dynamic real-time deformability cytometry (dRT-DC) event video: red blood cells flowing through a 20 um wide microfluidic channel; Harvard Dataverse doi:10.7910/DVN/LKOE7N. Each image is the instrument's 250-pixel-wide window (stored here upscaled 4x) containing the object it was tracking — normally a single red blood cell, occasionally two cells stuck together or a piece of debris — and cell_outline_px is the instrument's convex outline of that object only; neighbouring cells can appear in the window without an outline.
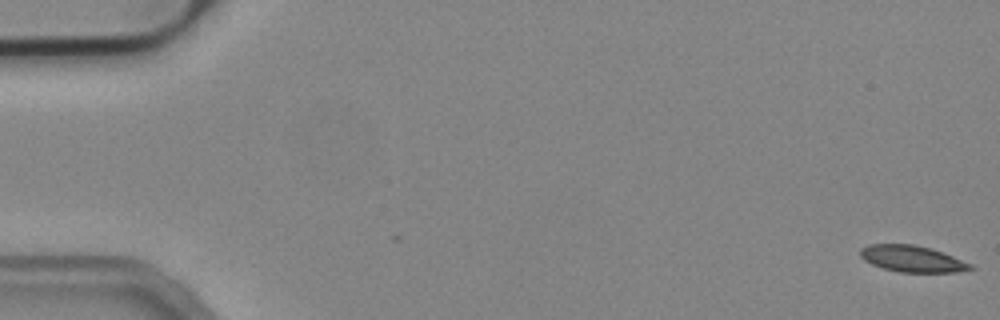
{"species": "common noctule bat (a hibernating species)", "species_latin": "Nyctalus noctula", "temperature_condition": "cold", "stored_images_in_passage": 55, "camera_frame_rate_fps": 3000, "um_per_image_px": 0.085, "animal": {"sex": "male", "body_mass_g": 19.2, "forearm_length_mm": 51.8}, "frame": {"image": 1, "passage_image": 1, "time_ms": 0.0, "image_size_px": [1000, 320], "cell_outline_px": [[976, 268], [956, 272], [900, 272], [884, 268], [872, 264], [864, 260], [860, 256], [860, 248], [868, 244], [912, 244], [932, 248], [944, 252], [972, 264]], "centroid_in_image_um": [77.55, 21.99], "position_along_channel_um": 7.5, "area_um2": 17.05}}
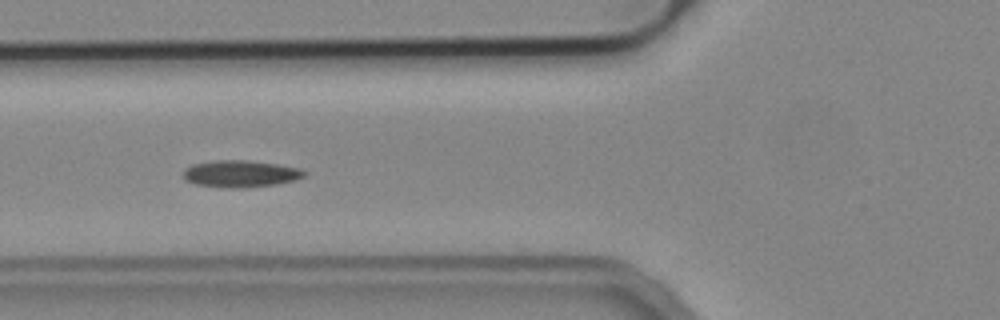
{"frame": {"image": 2, "passage_image": 21, "time_ms": 6.667, "image_size_px": [1000, 320], "cell_outline_px": [[308, 172], [304, 176], [296, 180], [276, 184], [244, 188], [228, 188], [196, 184], [184, 180], [184, 168], [192, 164], [212, 160], [248, 160], [276, 164], [300, 168]], "centroid_in_image_um": [20.44, 14.76], "position_along_channel_um": 105.4, "area_um2": 19.13}}
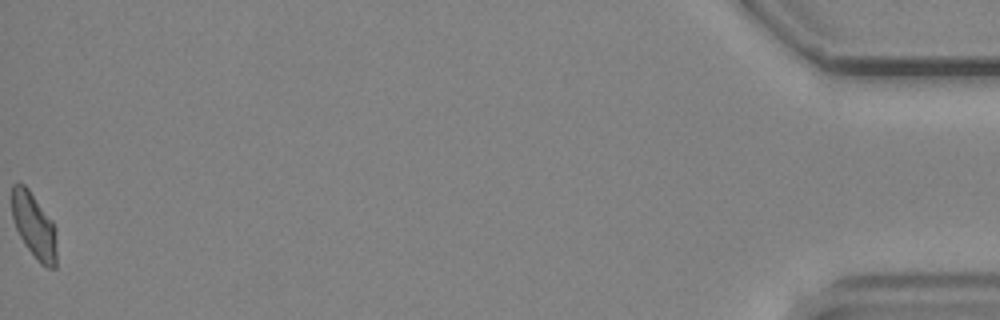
{"frame": {"image": 3, "passage_image": 55, "time_ms": 18.0, "image_size_px": [1000, 320], "cell_outline_px": [[56, 268], [48, 268], [40, 264], [24, 244], [16, 228], [12, 216], [12, 184], [24, 184], [28, 188], [52, 220], [56, 228]], "centroid_in_image_um": [2.91, 19.21], "position_along_channel_um": 432.3, "area_um2": 17.11}, "authors_computed_cell_mechanics": {"area_um2": 17.629, "velocity_mm_per_s": 3.7949, "shape_relaxation_time_tau1_ms": null, "shape_relaxation_time_tau2_ms": 7.1146, "deformation_change_tau1": null, "deformation_change_tau2": 0.1167}}